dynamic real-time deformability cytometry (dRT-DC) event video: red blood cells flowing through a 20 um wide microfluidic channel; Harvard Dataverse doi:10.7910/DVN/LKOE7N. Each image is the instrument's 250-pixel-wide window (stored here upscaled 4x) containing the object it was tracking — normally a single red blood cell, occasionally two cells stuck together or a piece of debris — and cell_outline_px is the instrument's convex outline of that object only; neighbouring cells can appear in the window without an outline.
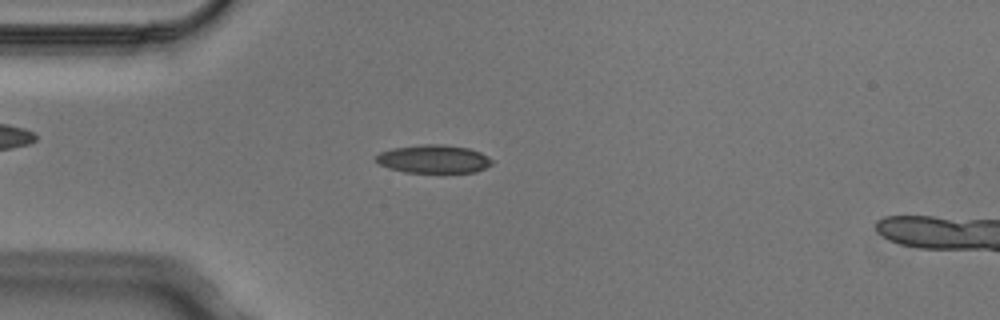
{"species": "Egyptian fruit bat (a non-hibernating species)", "species_latin": "Rousettus aegyptiacus", "temperature_condition": "cold", "stored_images_in_passage": 3, "camera_frame_rate_fps": 3000, "um_per_image_px": 0.085, "animal": {"sex": "male"}, "frame": {"image": 1, "passage_image": 3, "time_ms": 0.667, "image_size_px": [1000, 320], "cell_outline_px": [[492, 164], [476, 172], [404, 172], [388, 168], [380, 164], [376, 160], [376, 156], [380, 152], [392, 148], [420, 144], [444, 144], [468, 148], [480, 152], [488, 156], [492, 160]], "centroid_in_image_um": [36.85, 13.51], "position_along_channel_um": 48.1, "area_um2": 19.07}}